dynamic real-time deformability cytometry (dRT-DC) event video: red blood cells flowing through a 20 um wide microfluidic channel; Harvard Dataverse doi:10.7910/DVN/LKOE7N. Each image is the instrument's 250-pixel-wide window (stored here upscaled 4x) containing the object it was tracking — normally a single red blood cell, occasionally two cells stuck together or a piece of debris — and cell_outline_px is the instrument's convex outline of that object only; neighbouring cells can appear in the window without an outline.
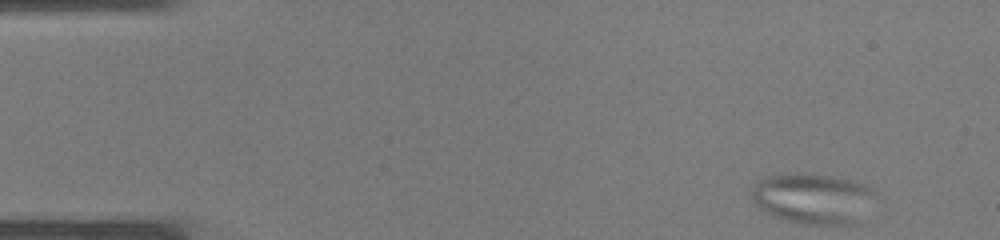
{"species": "common noctule bat (a hibernating species)", "species_latin": "Nyctalus noctula", "temperature_condition": "warm", "stored_images_in_passage": 35, "camera_frame_rate_fps": 3000, "um_per_image_px": 0.085, "animal": {"sex": "male", "body_mass_g": 19.0, "forearm_length_mm": 50.8}, "frame": {"image": 1, "passage_image": 1, "time_ms": 0.0, "image_size_px": [1000, 240], "cell_outline_px": [[872, 192], [864, 224], [804, 224], [788, 220], [776, 216], [760, 208], [752, 200], [752, 192], [756, 184], [760, 180], [768, 176], [824, 176], [848, 180], [860, 184], [868, 188]], "centroid_in_image_um": [69.13, 16.95], "position_along_channel_um": 15.9, "area_um2": 34.91}}
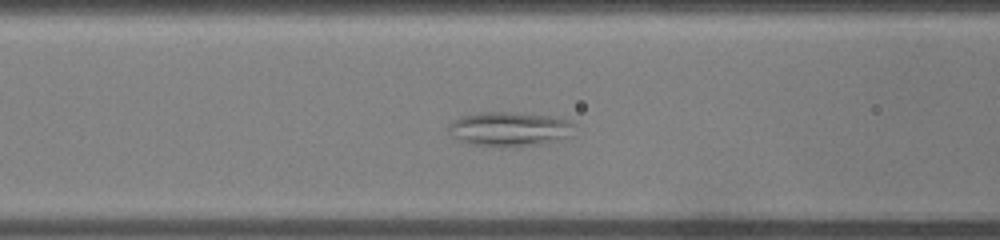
{"frame": {"image": 2, "passage_image": 13, "time_ms": 4.0, "image_size_px": [1000, 240], "cell_outline_px": [[572, 136], [540, 144], [500, 148], [472, 144], [460, 140], [452, 136], [448, 132], [448, 128], [456, 120], [464, 116], [484, 112], [512, 112], [548, 116], [568, 120], [572, 124]], "centroid_in_image_um": [43.3, 10.99], "position_along_channel_um": 123.3, "area_um2": 24.91}}
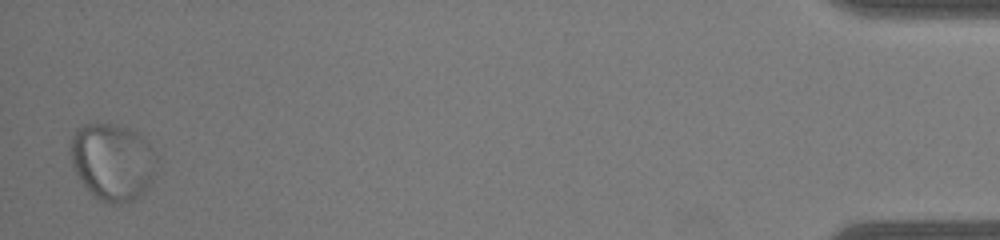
{"frame": {"image": 3, "passage_image": 35, "time_ms": 11.333, "image_size_px": [1000, 240], "cell_outline_px": [[160, 164], [152, 180], [132, 200], [120, 204], [112, 204], [100, 200], [88, 192], [76, 172], [72, 164], [72, 136], [76, 128], [84, 124], [108, 124], [128, 128], [144, 140], [148, 144], [160, 160]], "centroid_in_image_um": [9.58, 13.76], "position_along_channel_um": 425.6, "area_um2": 38.26}}